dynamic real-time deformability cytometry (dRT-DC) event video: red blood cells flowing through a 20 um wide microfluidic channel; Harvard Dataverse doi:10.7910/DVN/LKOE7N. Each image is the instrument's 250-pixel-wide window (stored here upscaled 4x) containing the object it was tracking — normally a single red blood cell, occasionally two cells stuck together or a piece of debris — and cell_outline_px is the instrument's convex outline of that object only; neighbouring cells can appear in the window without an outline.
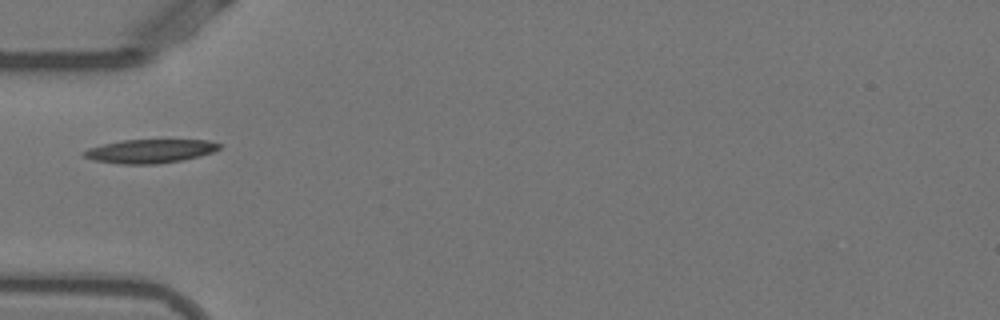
{"species": "Egyptian fruit bat (a non-hibernating species)", "species_latin": "Rousettus aegyptiacus", "temperature_condition": "warm", "stored_images_in_passage": 36, "camera_frame_rate_fps": 3000, "um_per_image_px": 0.085, "animal": {"sex": "female"}, "frame": {"image": 1, "passage_image": 1, "time_ms": 0.0, "image_size_px": [1000, 320], "cell_outline_px": [[224, 144], [220, 148], [212, 152], [200, 156], [184, 160], [156, 164], [120, 164], [92, 160], [80, 156], [80, 152], [88, 148], [120, 140], [208, 140]], "centroid_in_image_um": [12.72, 12.85], "position_along_channel_um": 72.3, "area_um2": 19.02}}
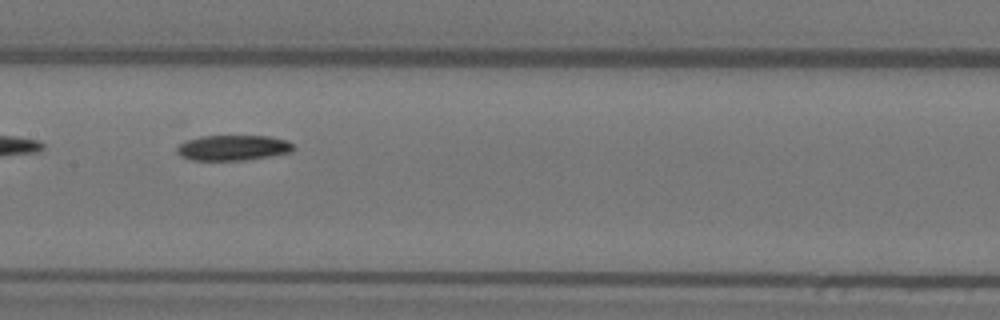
{"frame": {"image": 2, "passage_image": 10, "time_ms": 3.0, "image_size_px": [1000, 320], "cell_outline_px": [[296, 148], [292, 152], [244, 160], [192, 160], [180, 156], [176, 152], [176, 148], [180, 144], [188, 140], [200, 136], [268, 136], [288, 140]], "centroid_in_image_um": [19.81, 12.56], "position_along_channel_um": 187.6, "area_um2": 17.22}}
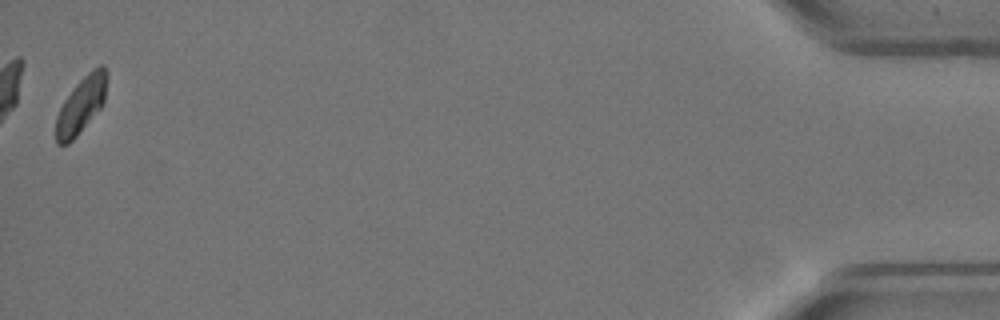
{"frame": {"image": 3, "passage_image": 36, "time_ms": 11.667, "image_size_px": [1000, 320], "cell_outline_px": [[108, 76], [104, 100], [100, 108], [76, 136], [68, 144], [56, 144], [56, 116], [64, 100], [76, 84], [92, 68], [100, 64], [104, 64], [108, 72]], "centroid_in_image_um": [6.92, 8.87], "position_along_channel_um": 428.3, "area_um2": 16.65}, "authors_computed_cell_mechanics": {"area_um2": 17.4845, "velocity_mm_per_s": 3.8222, "shape_relaxation_time_tau1_ms": 6.639, "shape_relaxation_time_tau2_ms": null, "deformation_change_tau1": 0.1629, "deformation_change_tau2": null}}